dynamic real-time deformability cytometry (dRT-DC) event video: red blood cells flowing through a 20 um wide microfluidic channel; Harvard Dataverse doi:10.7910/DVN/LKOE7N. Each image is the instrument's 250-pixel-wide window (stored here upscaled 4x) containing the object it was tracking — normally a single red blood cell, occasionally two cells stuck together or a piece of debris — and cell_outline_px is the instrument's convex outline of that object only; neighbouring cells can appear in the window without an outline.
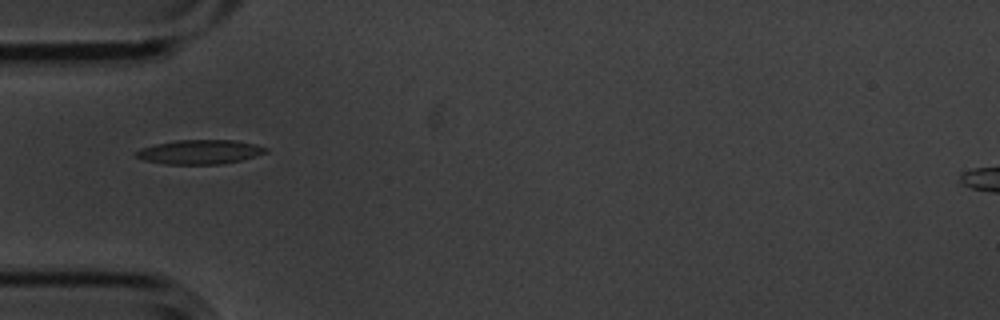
{"species": "common noctule bat (a hibernating species)", "species_latin": "Nyctalus noctula", "temperature_condition": "cold", "stored_images_in_passage": 11, "camera_frame_rate_fps": 3000, "um_per_image_px": 0.085, "animal": {"sex": "male", "body_mass_g": 20.1, "forearm_length_mm": 53.5}, "frame": {"image": 1, "passage_image": 2, "time_ms": 0.333, "image_size_px": [1000, 320], "cell_outline_px": [[268, 152], [256, 156], [240, 160], [220, 164], [164, 164], [144, 160], [132, 156], [132, 152], [140, 148], [156, 144], [176, 140], [236, 140], [256, 144], [268, 148]], "centroid_in_image_um": [16.94, 12.91], "position_along_channel_um": 68.1, "area_um2": 18.55}}
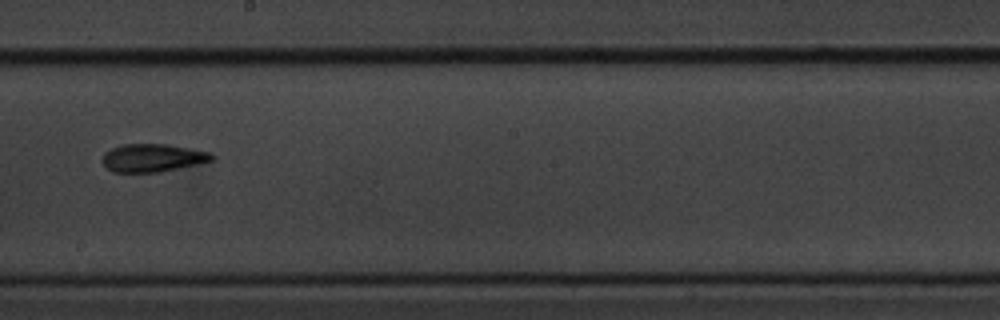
{"frame": {"image": 2, "passage_image": 6, "time_ms": 1.667, "image_size_px": [1000, 320], "cell_outline_px": [[216, 156], [212, 160], [196, 164], [160, 172], [112, 172], [100, 160], [104, 152], [112, 148], [124, 144], [168, 144], [208, 152]], "centroid_in_image_um": [12.93, 13.41], "position_along_channel_um": 235.3, "area_um2": 17.74}}
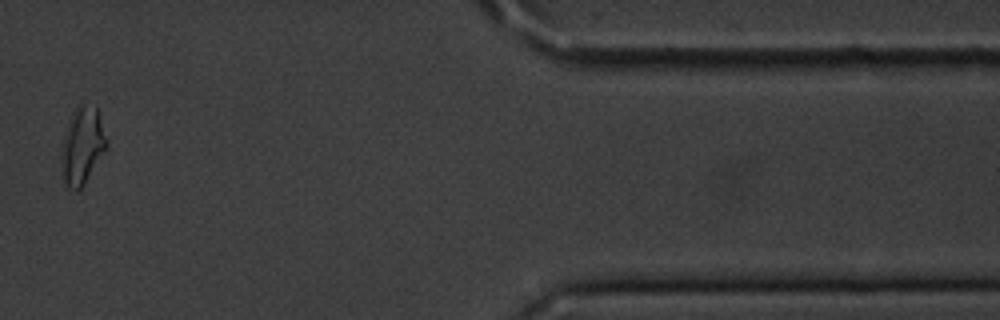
{"frame": {"image": 3, "passage_image": 10, "time_ms": 3.0, "image_size_px": [1000, 320], "cell_outline_px": [[108, 148], [84, 184], [76, 192], [64, 180], [60, 164], [64, 136], [72, 112], [80, 104], [96, 104], [108, 140]], "centroid_in_image_um": [7.04, 12.35], "position_along_channel_um": 404.4, "area_um2": 20.4}}